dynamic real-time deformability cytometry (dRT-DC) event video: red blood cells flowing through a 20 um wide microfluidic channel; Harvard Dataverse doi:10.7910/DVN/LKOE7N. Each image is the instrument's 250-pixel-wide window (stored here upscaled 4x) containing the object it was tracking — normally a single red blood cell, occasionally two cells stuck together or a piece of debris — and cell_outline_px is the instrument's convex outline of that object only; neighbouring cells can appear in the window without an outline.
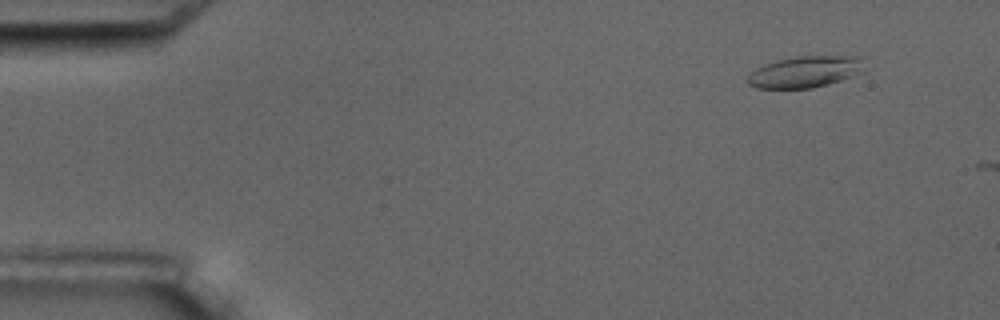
{"species": "common noctule bat (a hibernating species)", "species_latin": "Nyctalus noctula", "temperature_condition": "room temperature", "stored_images_in_passage": 3, "camera_frame_rate_fps": 3000, "um_per_image_px": 0.085, "animal": {"sex": "male", "body_mass_g": 17.5, "forearm_length_mm": 52.3}, "frame": {"image": 1, "passage_image": 2, "time_ms": 1.0, "image_size_px": [1000, 320], "cell_outline_px": [[872, 68], [864, 72], [828, 84], [812, 88], [756, 88], [748, 84], [748, 76], [756, 68], [764, 64], [776, 60], [796, 56], [864, 56]], "centroid_in_image_um": [68.59, 6.08], "position_along_channel_um": 16.4, "area_um2": 22.02}}